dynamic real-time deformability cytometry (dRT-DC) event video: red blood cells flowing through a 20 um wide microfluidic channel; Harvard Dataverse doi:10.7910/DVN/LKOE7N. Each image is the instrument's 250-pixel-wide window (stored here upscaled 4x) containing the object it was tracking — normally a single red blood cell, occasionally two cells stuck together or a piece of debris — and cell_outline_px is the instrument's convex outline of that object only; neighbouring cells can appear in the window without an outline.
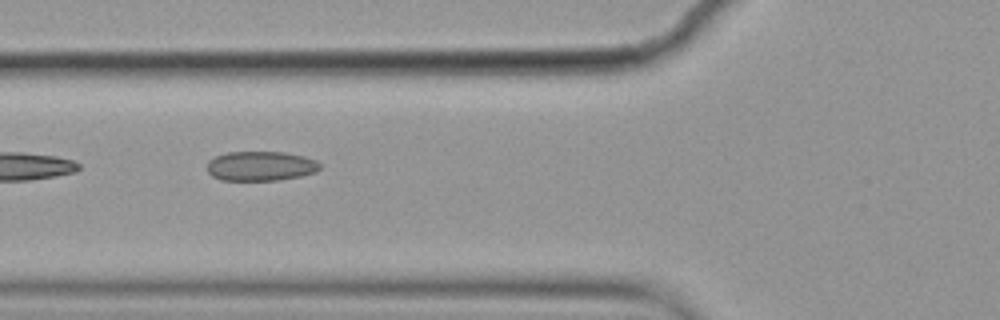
{"species": "common noctule bat (a hibernating species)", "species_latin": "Nyctalus noctula", "temperature_condition": "cold", "stored_images_in_passage": 7, "camera_frame_rate_fps": 3000, "um_per_image_px": 0.085, "animal": {"sex": "female", "body_mass_g": 19.9}, "frame": {"image": 1, "passage_image": 6, "time_ms": 1.667, "image_size_px": [1000, 320], "cell_outline_px": [[320, 168], [316, 172], [300, 176], [276, 180], [220, 180], [212, 176], [208, 172], [208, 160], [216, 156], [228, 152], [284, 152], [304, 156], [316, 160], [320, 164]], "centroid_in_image_um": [22.15, 14.11], "position_along_channel_um": 103.6, "area_um2": 19.42}}